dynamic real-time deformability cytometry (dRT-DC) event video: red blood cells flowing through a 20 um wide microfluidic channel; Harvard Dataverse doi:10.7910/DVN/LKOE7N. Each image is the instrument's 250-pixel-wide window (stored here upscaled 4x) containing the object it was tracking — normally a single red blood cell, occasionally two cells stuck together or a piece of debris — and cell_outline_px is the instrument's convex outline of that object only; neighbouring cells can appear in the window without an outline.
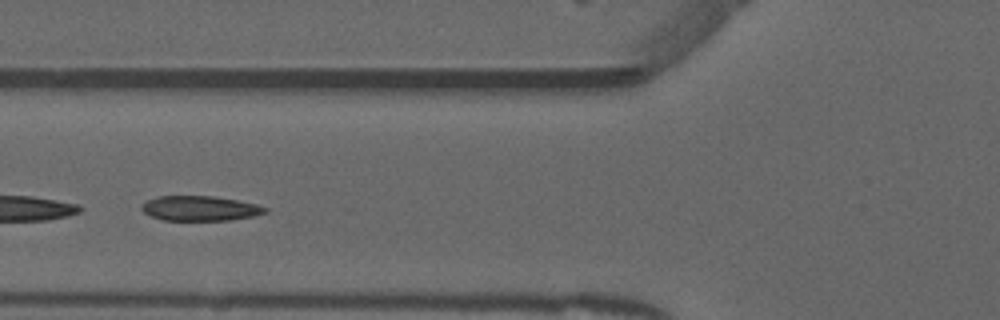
{"species": "common noctule bat (a hibernating species)", "species_latin": "Nyctalus noctula", "temperature_condition": "warm", "stored_images_in_passage": 9, "camera_frame_rate_fps": 3000, "um_per_image_px": 0.085, "animal": {"sex": "male", "forearm_length_mm": 52.5}, "frame": {"image": 1, "passage_image": 7, "time_ms": 2.0, "image_size_px": [1000, 320], "cell_outline_px": [[268, 212], [252, 216], [232, 220], [164, 220], [152, 216], [144, 212], [140, 208], [148, 200], [160, 196], [212, 196], [240, 200], [256, 204], [268, 208]], "centroid_in_image_um": [17.05, 17.71], "position_along_channel_um": 108.8, "area_um2": 17.8}}